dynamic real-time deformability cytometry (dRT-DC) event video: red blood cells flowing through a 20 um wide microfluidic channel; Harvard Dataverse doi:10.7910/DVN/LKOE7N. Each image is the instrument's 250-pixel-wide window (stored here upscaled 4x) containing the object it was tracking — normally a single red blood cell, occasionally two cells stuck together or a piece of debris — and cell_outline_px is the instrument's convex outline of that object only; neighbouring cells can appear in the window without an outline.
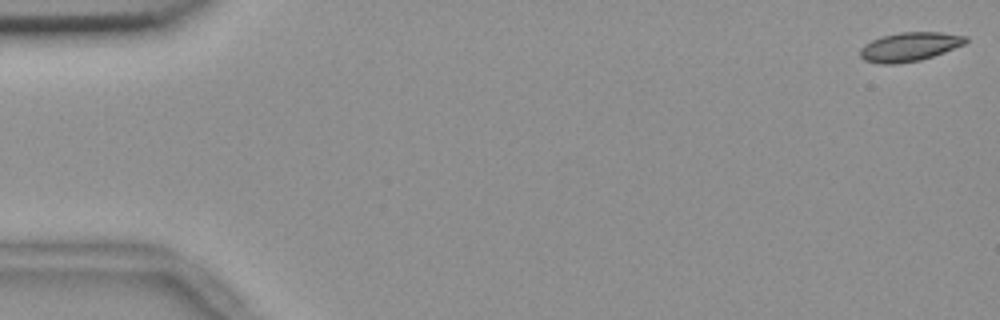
{"species": "common noctule bat (a hibernating species)", "species_latin": "Nyctalus noctula", "temperature_condition": "room temperature", "stored_images_in_passage": 55, "camera_frame_rate_fps": 3000, "um_per_image_px": 0.085, "animal": {"sex": "female", "body_mass_g": 18.4}, "frame": {"image": 1, "passage_image": 1, "time_ms": 0.0, "image_size_px": [1000, 320], "cell_outline_px": [[968, 40], [964, 44], [944, 52], [920, 60], [892, 64], [880, 64], [864, 60], [860, 56], [860, 48], [864, 44], [880, 36], [900, 32], [940, 32], [968, 36]], "centroid_in_image_um": [77.29, 3.96], "position_along_channel_um": 7.7, "area_um2": 17.8}}
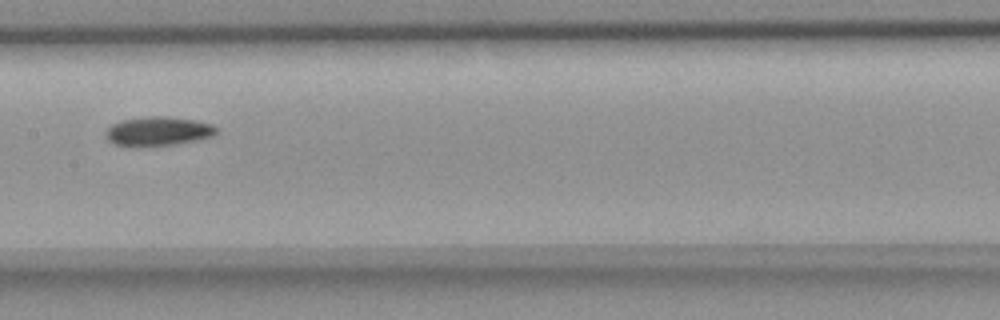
{"frame": {"image": 2, "passage_image": 28, "time_ms": 9.0, "image_size_px": [1000, 320], "cell_outline_px": [[216, 132], [212, 136], [172, 144], [112, 144], [108, 140], [104, 132], [112, 124], [120, 120], [148, 116], [168, 116], [196, 120], [212, 124], [216, 128]], "centroid_in_image_um": [13.42, 11.1], "position_along_channel_um": 194.0, "area_um2": 18.09}}
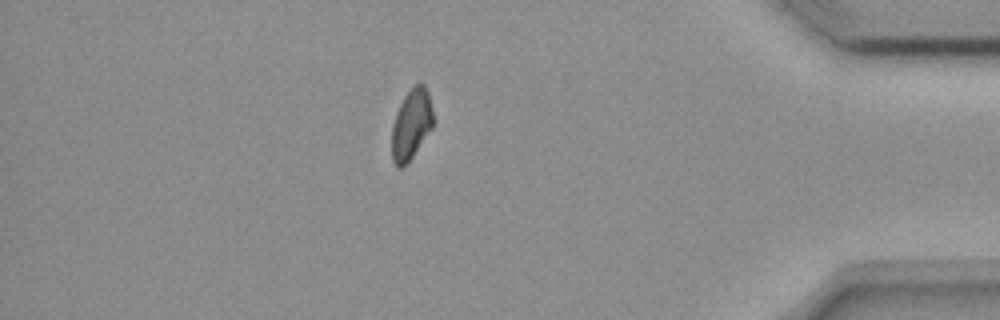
{"frame": {"image": 3, "passage_image": 48, "time_ms": 15.667, "image_size_px": [1000, 320], "cell_outline_px": [[432, 128], [404, 168], [396, 168], [392, 160], [392, 124], [396, 112], [404, 96], [416, 84], [424, 84], [428, 92], [432, 108]], "centroid_in_image_um": [34.94, 10.61], "position_along_channel_um": 400.3, "area_um2": 16.88}}